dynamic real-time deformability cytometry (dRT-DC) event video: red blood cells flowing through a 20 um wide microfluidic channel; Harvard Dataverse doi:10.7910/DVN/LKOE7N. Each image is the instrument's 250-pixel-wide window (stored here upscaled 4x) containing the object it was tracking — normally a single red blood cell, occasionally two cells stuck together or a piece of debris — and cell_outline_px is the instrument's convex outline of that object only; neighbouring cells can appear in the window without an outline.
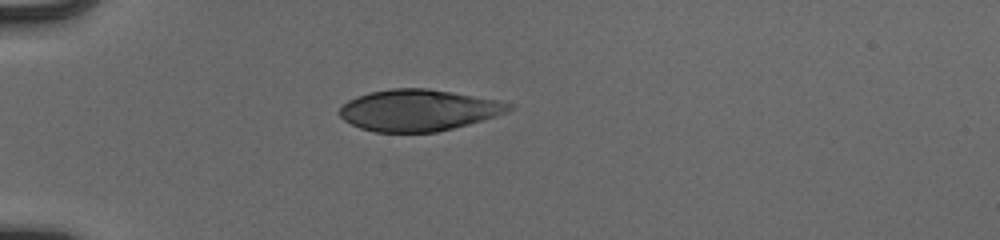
{"species": "human", "species_latin": "Homo sapiens", "temperature_condition": "cold", "stored_images_in_passage": 38, "camera_frame_rate_fps": 3000, "um_per_image_px": 0.085, "donor": {"sex": "male"}, "frame": {"image": 1, "passage_image": 1, "time_ms": 0.0, "image_size_px": [1000, 240], "cell_outline_px": [[512, 108], [496, 116], [468, 124], [436, 132], [376, 132], [360, 128], [344, 120], [340, 116], [340, 108], [348, 100], [356, 96], [372, 92], [392, 88], [428, 88], [500, 100], [512, 104]], "centroid_in_image_um": [35.56, 9.36], "position_along_channel_um": 49.4, "area_um2": 40.63}}
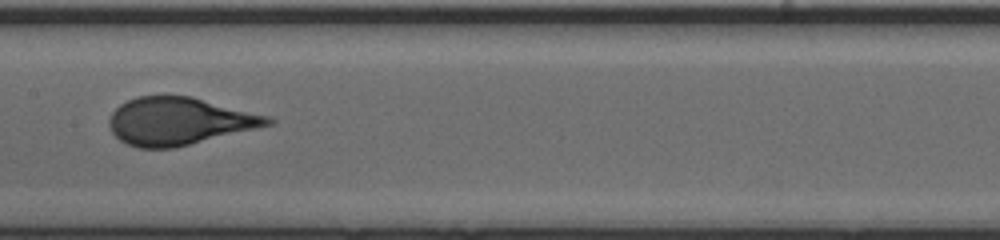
{"frame": {"image": 2, "passage_image": 14, "time_ms": 4.333, "image_size_px": [1000, 240], "cell_outline_px": [[276, 124], [172, 148], [140, 148], [128, 144], [120, 140], [112, 132], [108, 124], [108, 120], [112, 112], [120, 104], [136, 96], [192, 96], [272, 116], [276, 120]], "centroid_in_image_um": [15.28, 10.29], "position_along_channel_um": 192.1, "area_um2": 44.16}}
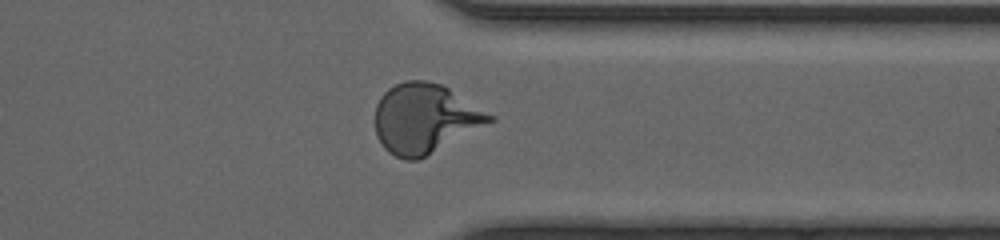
{"frame": {"image": 3, "passage_image": 28, "time_ms": 9.0, "image_size_px": [1000, 240], "cell_outline_px": [[496, 120], [416, 160], [404, 160], [388, 152], [384, 148], [376, 136], [376, 104], [380, 96], [388, 88], [404, 80], [424, 80], [440, 84], [448, 88], [496, 116]], "centroid_in_image_um": [36.1, 10.06], "position_along_channel_um": 375.3, "area_um2": 46.07}}